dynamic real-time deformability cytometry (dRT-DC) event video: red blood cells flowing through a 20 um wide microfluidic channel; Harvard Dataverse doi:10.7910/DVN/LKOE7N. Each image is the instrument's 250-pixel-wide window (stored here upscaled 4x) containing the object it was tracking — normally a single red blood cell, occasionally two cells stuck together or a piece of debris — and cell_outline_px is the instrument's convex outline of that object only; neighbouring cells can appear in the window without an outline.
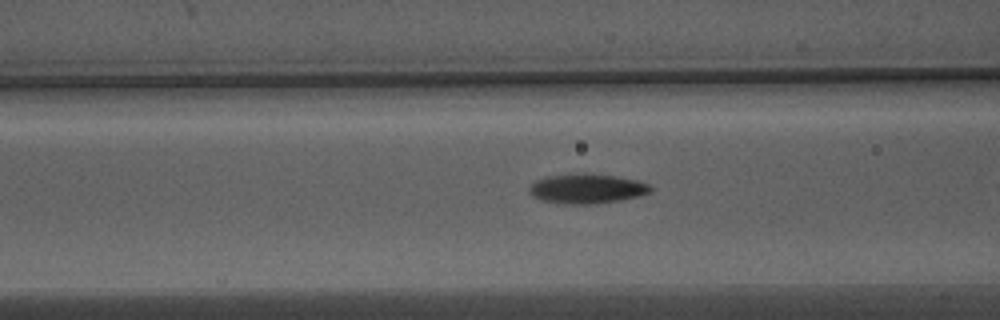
{"species": "Egyptian fruit bat (a non-hibernating species)", "species_latin": "Rousettus aegyptiacus", "temperature_condition": "warm", "stored_images_in_passage": 18, "camera_frame_rate_fps": 3000, "um_per_image_px": 0.085, "animal": {"sex": "male"}, "frame": {"image": 1, "passage_image": 13, "time_ms": 4.0, "image_size_px": [1000, 320], "cell_outline_px": [[652, 192], [640, 196], [620, 200], [592, 204], [564, 204], [540, 200], [532, 196], [528, 192], [528, 188], [536, 180], [548, 176], [576, 172], [588, 172], [616, 176], [636, 180], [648, 184], [652, 188]], "centroid_in_image_um": [49.87, 16.02], "position_along_channel_um": 116.7, "area_um2": 21.39}}
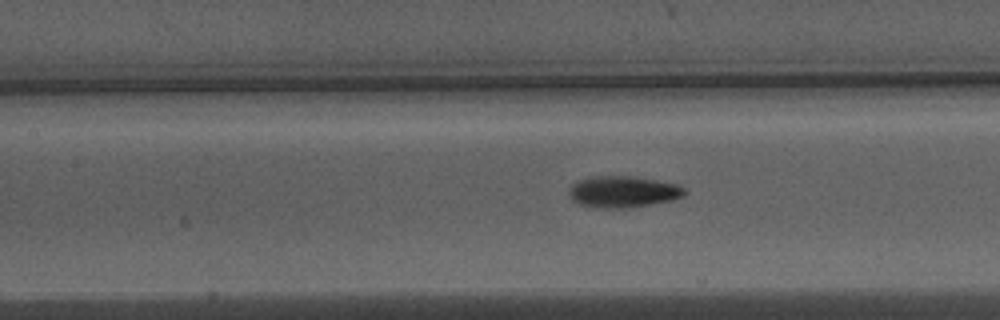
{"frame": {"image": 2, "passage_image": 16, "time_ms": 5.0, "image_size_px": [1000, 320], "cell_outline_px": [[688, 192], [684, 196], [672, 200], [652, 204], [624, 208], [604, 208], [580, 204], [572, 200], [568, 192], [568, 188], [572, 184], [580, 180], [592, 176], [636, 176], [676, 184], [684, 188]], "centroid_in_image_um": [52.97, 16.29], "position_along_channel_um": 154.4, "area_um2": 21.21}}